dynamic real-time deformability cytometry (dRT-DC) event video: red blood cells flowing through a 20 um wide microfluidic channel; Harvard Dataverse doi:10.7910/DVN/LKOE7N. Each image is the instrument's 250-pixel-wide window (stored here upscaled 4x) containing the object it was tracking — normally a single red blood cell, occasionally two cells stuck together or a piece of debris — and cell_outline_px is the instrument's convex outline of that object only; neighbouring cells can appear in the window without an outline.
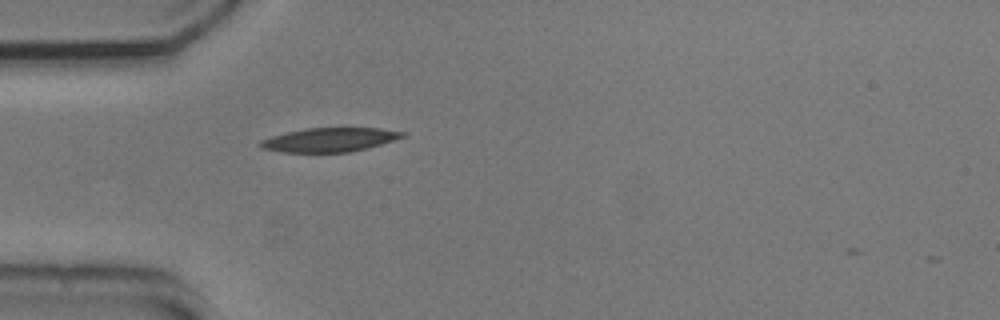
{"species": "common noctule bat (a hibernating species)", "species_latin": "Nyctalus noctula", "temperature_condition": "cold", "stored_images_in_passage": 34, "camera_frame_rate_fps": 3000, "um_per_image_px": 0.085, "animal": {"sex": "male", "body_mass_g": 20.5, "forearm_length_mm": 52.5}, "frame": {"image": 1, "passage_image": 1, "time_ms": 0.0, "image_size_px": [1000, 320], "cell_outline_px": [[408, 132], [404, 136], [368, 148], [348, 152], [280, 152], [260, 148], [256, 144], [260, 140], [272, 136], [304, 128], [380, 128]], "centroid_in_image_um": [27.97, 11.88], "position_along_channel_um": 57.0, "area_um2": 19.88}, "authors_computed_cell_mechanics": {"area_um2": 19.5942, "velocity_mm_per_s": 3.7324, "shape_relaxation_time_tau1_ms": 9.3186, "shape_relaxation_time_tau2_ms": null, "deformation_change_tau1": 0.2294, "deformation_change_tau2": null}}